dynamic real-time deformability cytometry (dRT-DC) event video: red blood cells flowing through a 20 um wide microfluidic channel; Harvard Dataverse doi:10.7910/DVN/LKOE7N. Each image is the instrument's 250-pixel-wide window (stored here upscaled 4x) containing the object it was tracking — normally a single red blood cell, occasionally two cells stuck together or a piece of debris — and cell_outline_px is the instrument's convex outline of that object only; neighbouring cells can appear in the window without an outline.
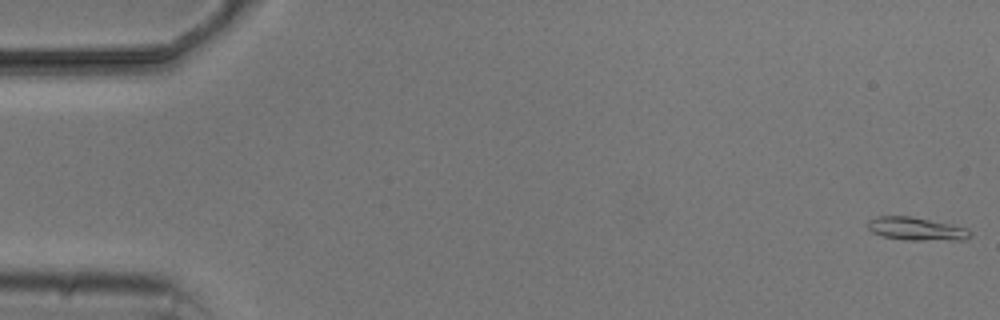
{"species": "common noctule bat (a hibernating species)", "species_latin": "Nyctalus noctula", "temperature_condition": "cold", "stored_images_in_passage": 5, "camera_frame_rate_fps": 3000, "um_per_image_px": 0.085, "animal": {"sex": "male", "body_mass_g": 20.5, "forearm_length_mm": 52.5}, "frame": {"image": 1, "passage_image": 1, "time_ms": 0.0, "image_size_px": [1000, 320], "cell_outline_px": [[972, 232], [964, 240], [904, 240], [880, 236], [872, 232], [868, 228], [868, 220], [876, 216], [908, 216], [968, 228]], "centroid_in_image_um": [77.84, 19.46], "position_along_channel_um": 7.2, "area_um2": 13.7}}
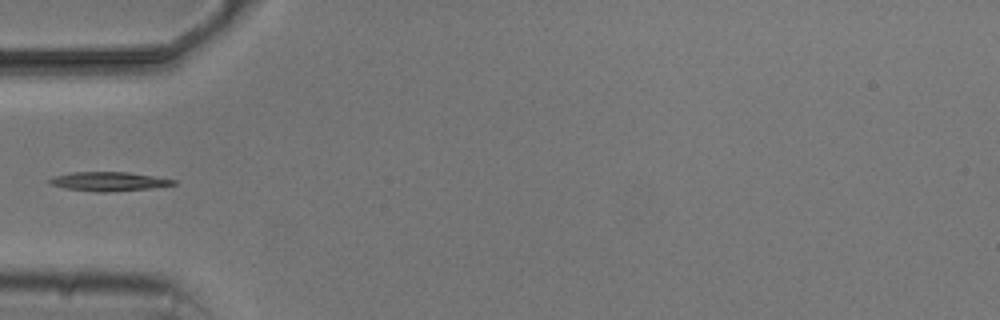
{"frame": {"image": 2, "passage_image": 5, "time_ms": 5.667, "image_size_px": [1000, 320], "cell_outline_px": [[176, 184], [152, 188], [108, 192], [96, 192], [64, 188], [48, 184], [48, 180], [56, 176], [72, 172], [128, 172], [176, 180]], "centroid_in_image_um": [9.22, 15.43], "position_along_channel_um": 75.8, "area_um2": 13.7}}